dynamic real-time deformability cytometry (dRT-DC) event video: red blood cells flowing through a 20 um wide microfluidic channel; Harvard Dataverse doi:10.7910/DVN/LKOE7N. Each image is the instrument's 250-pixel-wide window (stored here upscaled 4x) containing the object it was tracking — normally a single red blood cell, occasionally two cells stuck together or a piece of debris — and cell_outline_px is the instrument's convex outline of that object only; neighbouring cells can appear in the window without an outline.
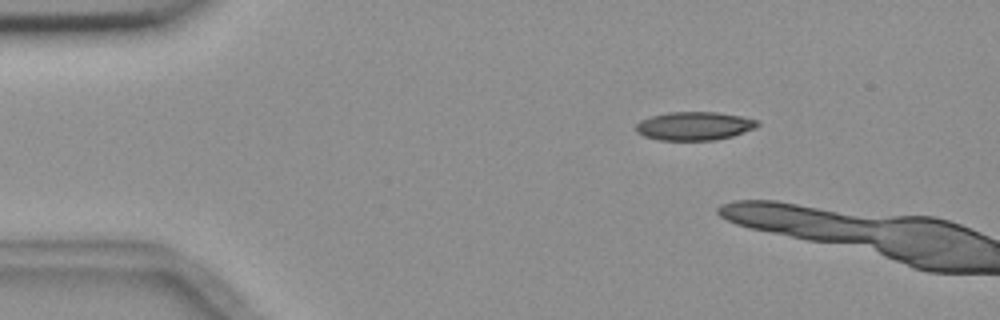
{"species": "common noctule bat (a hibernating species)", "species_latin": "Nyctalus noctula", "temperature_condition": "room temperature", "stored_images_in_passage": 2, "camera_frame_rate_fps": 3000, "um_per_image_px": 0.085, "animal": {"sex": "female", "body_mass_g": 18.4}, "frame": {"image": 1, "passage_image": 1, "time_ms": 0.0, "image_size_px": [1000, 320], "cell_outline_px": [[760, 124], [756, 128], [732, 136], [716, 140], [660, 140], [644, 136], [636, 132], [636, 124], [640, 120], [652, 116], [668, 112], [716, 112], [740, 116], [756, 120]], "centroid_in_image_um": [59.01, 10.71], "position_along_channel_um": 26.0, "area_um2": 20.11}}